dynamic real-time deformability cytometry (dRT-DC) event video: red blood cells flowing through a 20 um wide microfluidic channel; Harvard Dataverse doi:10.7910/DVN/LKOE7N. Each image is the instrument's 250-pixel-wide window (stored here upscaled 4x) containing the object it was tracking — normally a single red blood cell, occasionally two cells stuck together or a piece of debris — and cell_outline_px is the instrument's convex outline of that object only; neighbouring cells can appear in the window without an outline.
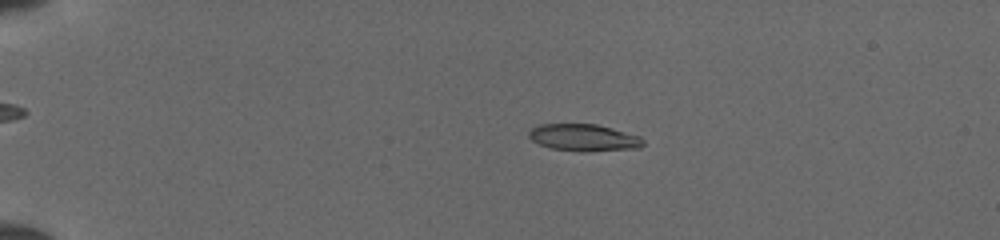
{"species": "common noctule bat (a hibernating species)", "species_latin": "Nyctalus noctula", "temperature_condition": "cold", "stored_images_in_passage": 51, "camera_frame_rate_fps": 3000, "um_per_image_px": 0.085, "animal": {"sex": "female", "body_mass_g": 19.5, "forearm_length_mm": 54.1}, "frame": {"image": 1, "passage_image": 12, "time_ms": 3.667, "image_size_px": [1000, 240], "cell_outline_px": [[644, 144], [640, 148], [588, 152], [552, 148], [540, 144], [532, 140], [528, 136], [528, 132], [532, 128], [540, 124], [596, 124], [612, 128], [640, 136], [644, 140]], "centroid_in_image_um": [49.65, 11.7], "position_along_channel_um": 35.3, "area_um2": 17.98}}
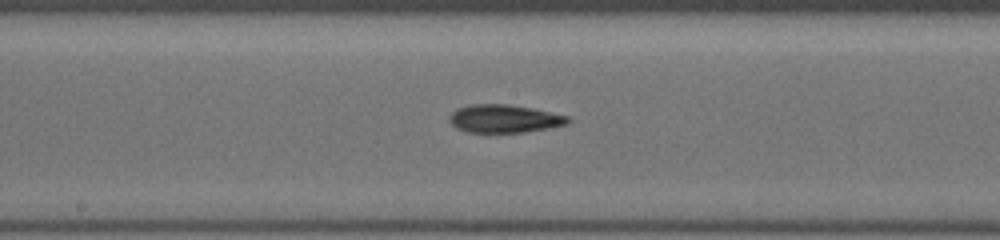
{"frame": {"image": 2, "passage_image": 29, "time_ms": 9.333, "image_size_px": [1000, 240], "cell_outline_px": [[568, 124], [548, 128], [524, 132], [468, 132], [456, 128], [448, 120], [448, 116], [456, 108], [472, 104], [508, 104], [532, 108], [568, 116]], "centroid_in_image_um": [42.81, 10.08], "position_along_channel_um": 205.4, "area_um2": 19.31}}
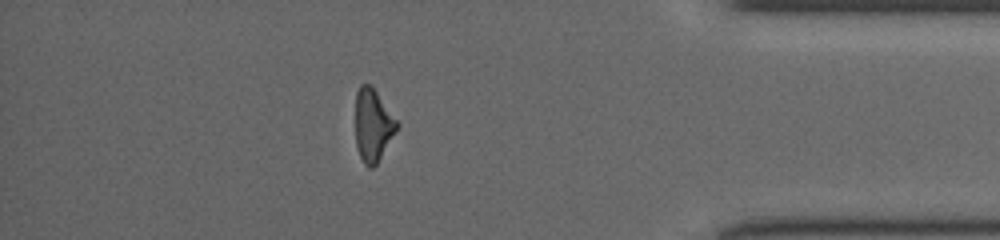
{"frame": {"image": 3, "passage_image": 45, "time_ms": 14.667, "image_size_px": [1000, 240], "cell_outline_px": [[400, 124], [396, 132], [376, 164], [372, 168], [368, 168], [364, 164], [360, 156], [356, 144], [356, 92], [360, 84], [372, 84]], "centroid_in_image_um": [31.71, 10.61], "position_along_channel_um": 403.5, "area_um2": 17.63}}